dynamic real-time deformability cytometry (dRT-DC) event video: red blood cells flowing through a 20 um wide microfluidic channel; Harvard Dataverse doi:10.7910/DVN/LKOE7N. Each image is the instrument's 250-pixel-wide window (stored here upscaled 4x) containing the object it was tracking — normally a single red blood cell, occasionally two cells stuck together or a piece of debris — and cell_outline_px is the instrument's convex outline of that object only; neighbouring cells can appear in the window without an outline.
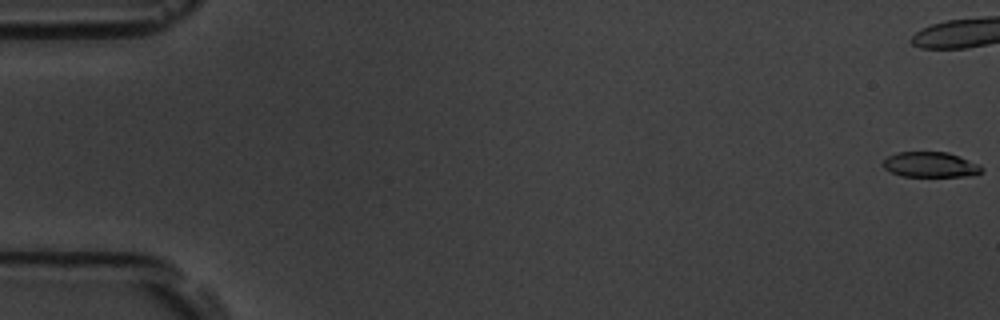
{"species": "common noctule bat (a hibernating species)", "species_latin": "Nyctalus noctula", "temperature_condition": "room temperature", "stored_images_in_passage": 46, "camera_frame_rate_fps": 3000, "um_per_image_px": 0.085, "animal": {"sex": "male", "body_mass_g": 19.5, "forearm_length_mm": 54.6}, "frame": {"image": 1, "passage_image": 1, "time_ms": 0.0, "image_size_px": [1000, 320], "cell_outline_px": [[984, 172], [976, 176], [900, 176], [884, 168], [880, 164], [888, 156], [896, 152], [948, 152], [980, 164], [984, 168]], "centroid_in_image_um": [79.13, 14.0], "position_along_channel_um": 5.9, "area_um2": 14.8}}